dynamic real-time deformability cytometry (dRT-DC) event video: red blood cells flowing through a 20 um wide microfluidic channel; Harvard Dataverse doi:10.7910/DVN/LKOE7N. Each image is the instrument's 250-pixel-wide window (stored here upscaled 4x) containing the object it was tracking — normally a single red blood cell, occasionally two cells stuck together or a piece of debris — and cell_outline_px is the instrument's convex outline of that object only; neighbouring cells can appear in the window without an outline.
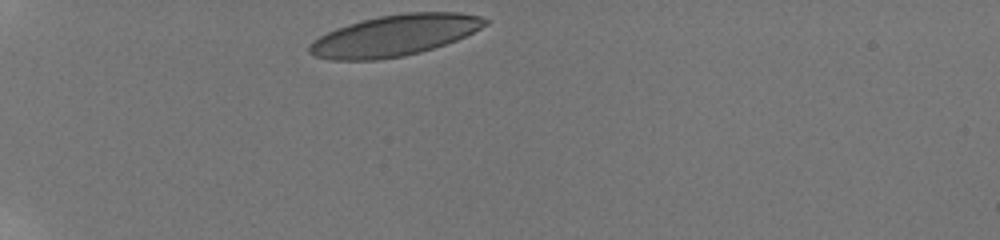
{"species": "human", "species_latin": "Homo sapiens", "temperature_condition": "room temperature", "stored_images_in_passage": 7, "camera_frame_rate_fps": 3000, "um_per_image_px": 0.085, "donor": {"sex": "male"}, "frame": {"image": 1, "passage_image": 1, "time_ms": 0.0, "image_size_px": [1000, 240], "cell_outline_px": [[488, 24], [456, 40], [420, 52], [404, 56], [376, 60], [332, 60], [316, 56], [308, 52], [308, 48], [320, 36], [336, 28], [348, 24], [380, 16], [404, 12], [460, 12], [480, 16], [488, 20]], "centroid_in_image_um": [33.56, 3.01], "position_along_channel_um": 51.4, "area_um2": 41.67}}
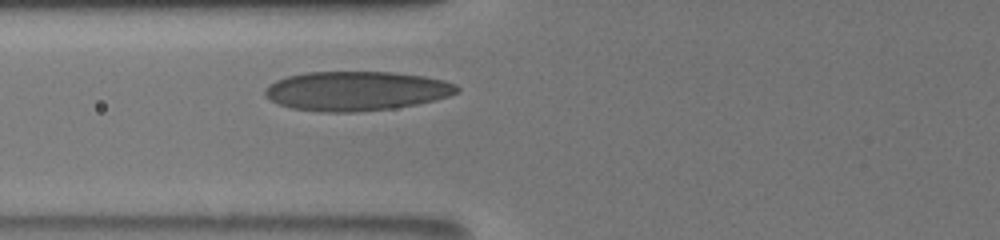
{"frame": {"image": 2, "passage_image": 7, "time_ms": 2.333, "image_size_px": [1000, 240], "cell_outline_px": [[460, 92], [436, 100], [416, 104], [392, 108], [356, 112], [320, 112], [292, 108], [276, 104], [264, 96], [264, 92], [276, 80], [288, 76], [308, 72], [392, 72], [424, 76], [444, 80], [456, 84], [460, 88]], "centroid_in_image_um": [30.3, 7.73], "position_along_channel_um": 95.5, "area_um2": 44.1}}